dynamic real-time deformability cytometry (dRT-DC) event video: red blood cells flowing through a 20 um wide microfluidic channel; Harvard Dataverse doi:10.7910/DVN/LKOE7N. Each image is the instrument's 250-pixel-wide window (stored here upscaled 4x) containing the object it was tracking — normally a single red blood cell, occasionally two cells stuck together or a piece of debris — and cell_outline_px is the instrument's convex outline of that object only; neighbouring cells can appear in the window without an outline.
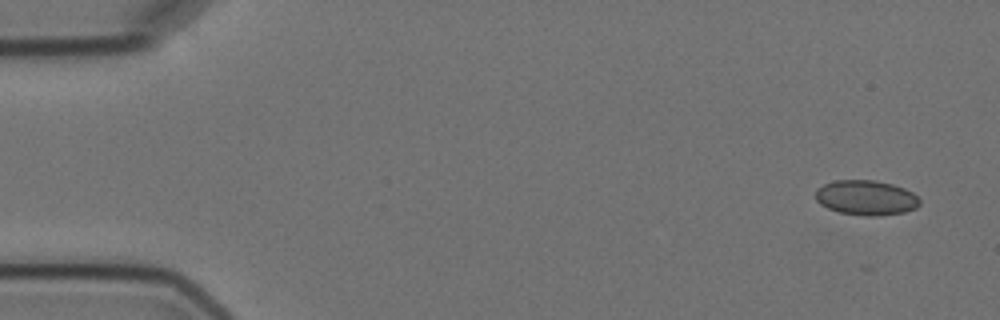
{"species": "Egyptian fruit bat (a non-hibernating species)", "species_latin": "Rousettus aegyptiacus", "temperature_condition": "cold", "stored_images_in_passage": 5, "camera_frame_rate_fps": 3000, "um_per_image_px": 0.085, "animal": {"sex": "female"}, "frame": {"image": 1, "passage_image": 1, "time_ms": 0.0, "image_size_px": [1000, 320], "cell_outline_px": [[920, 204], [916, 208], [904, 212], [876, 216], [864, 216], [840, 212], [828, 208], [820, 204], [816, 200], [816, 188], [824, 184], [836, 180], [872, 180], [892, 184], [904, 188], [912, 192], [920, 200]], "centroid_in_image_um": [73.61, 16.8], "position_along_channel_um": 11.4, "area_um2": 21.15}}
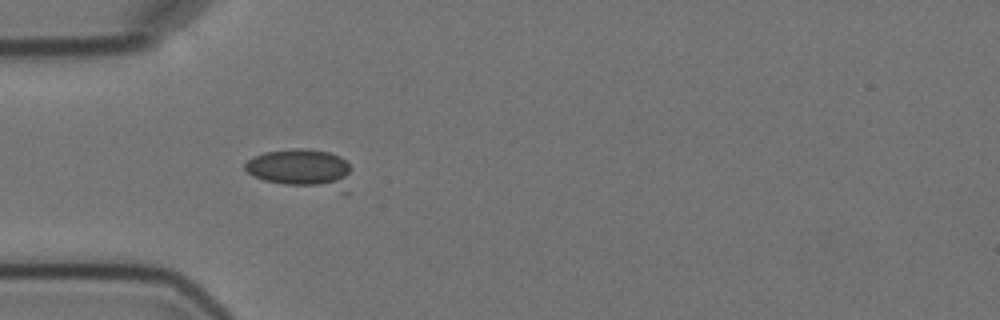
{"frame": {"image": 2, "passage_image": 5, "time_ms": 4.667, "image_size_px": [1000, 320], "cell_outline_px": [[352, 168], [348, 192], [340, 192], [284, 184], [264, 180], [248, 172], [244, 168], [244, 164], [252, 156], [264, 152], [292, 148], [304, 148], [328, 152], [340, 156]], "centroid_in_image_um": [25.68, 14.35], "position_along_channel_um": 59.3, "area_um2": 24.74}}